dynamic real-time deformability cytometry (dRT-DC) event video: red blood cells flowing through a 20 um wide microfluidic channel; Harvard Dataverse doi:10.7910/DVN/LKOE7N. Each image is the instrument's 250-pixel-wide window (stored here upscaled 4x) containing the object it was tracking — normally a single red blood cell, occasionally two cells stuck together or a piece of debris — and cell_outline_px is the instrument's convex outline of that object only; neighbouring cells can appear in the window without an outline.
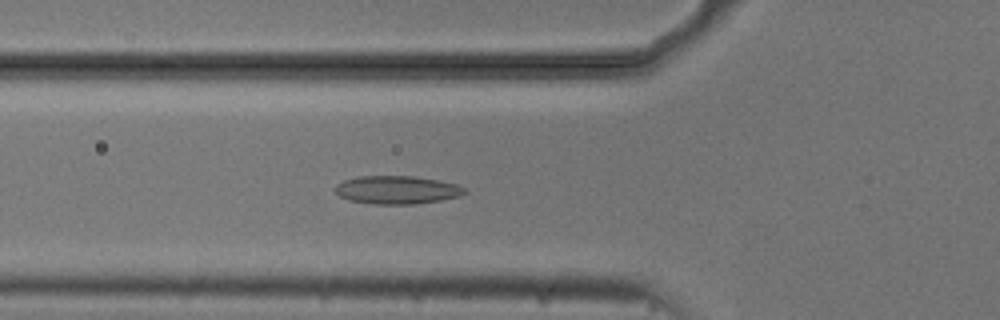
{"species": "common noctule bat (a hibernating species)", "species_latin": "Nyctalus noctula", "temperature_condition": "cold", "stored_images_in_passage": 54, "camera_frame_rate_fps": 3000, "um_per_image_px": 0.085, "animal": {"sex": "male", "body_mass_g": 20.5, "forearm_length_mm": 52.5}, "frame": {"image": 1, "passage_image": 19, "time_ms": 6.0, "image_size_px": [1000, 320], "cell_outline_px": [[468, 192], [460, 196], [440, 200], [416, 204], [372, 204], [348, 200], [340, 196], [332, 188], [336, 184], [344, 180], [360, 176], [416, 176], [456, 184], [468, 188]], "centroid_in_image_um": [33.74, 16.14], "position_along_channel_um": 92.1, "area_um2": 21.44}}
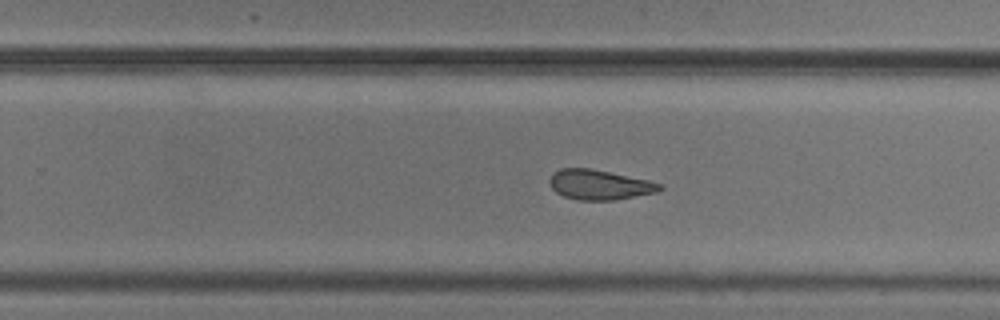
{"frame": {"image": 2, "passage_image": 34, "time_ms": 11.0, "image_size_px": [1000, 320], "cell_outline_px": [[664, 188], [656, 192], [612, 200], [576, 200], [564, 196], [556, 192], [552, 188], [548, 180], [560, 168], [588, 168], [648, 180], [664, 184]], "centroid_in_image_um": [50.96, 15.71], "position_along_channel_um": 278.8, "area_um2": 18.96}}
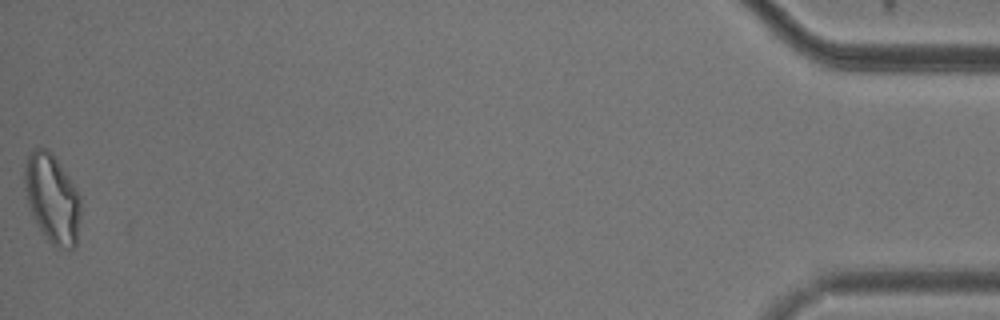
{"frame": {"image": 3, "passage_image": 54, "time_ms": 17.667, "image_size_px": [1000, 320], "cell_outline_px": [[80, 220], [76, 244], [72, 248], [56, 248], [48, 240], [32, 216], [28, 204], [24, 188], [24, 168], [28, 156], [36, 148], [48, 148], [52, 152], [68, 176], [80, 196]], "centroid_in_image_um": [4.43, 16.87], "position_along_channel_um": 430.8, "area_um2": 28.96}, "authors_computed_cell_mechanics": {"area_um2": 21.4727, "velocity_mm_per_s": 3.7251, "shape_relaxation_time_tau1_ms": null, "shape_relaxation_time_tau2_ms": 4.0773, "deformation_change_tau1": null, "deformation_change_tau2": 0.1114}}